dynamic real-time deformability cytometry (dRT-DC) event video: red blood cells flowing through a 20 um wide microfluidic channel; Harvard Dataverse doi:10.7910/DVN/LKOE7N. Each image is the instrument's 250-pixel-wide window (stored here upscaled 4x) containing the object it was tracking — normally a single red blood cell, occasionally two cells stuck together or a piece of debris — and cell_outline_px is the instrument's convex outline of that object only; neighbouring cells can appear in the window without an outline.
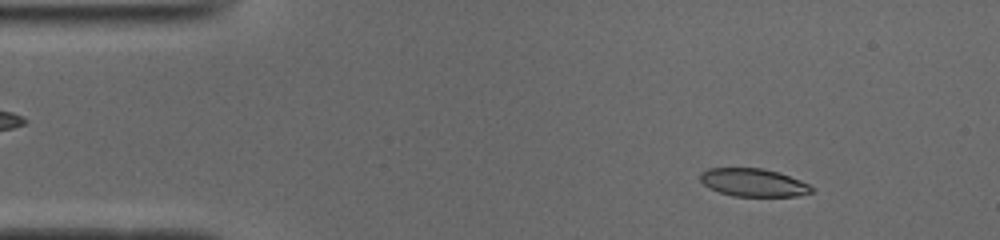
{"species": "common noctule bat (a hibernating species)", "species_latin": "Nyctalus noctula", "temperature_condition": "cold", "stored_images_in_passage": 49, "camera_frame_rate_fps": 3000, "um_per_image_px": 0.085, "animal": {"sex": "male", "body_mass_g": 19.0, "forearm_length_mm": 50.8}, "frame": {"image": 1, "passage_image": 5, "time_ms": 1.333, "image_size_px": [1000, 240], "cell_outline_px": [[812, 192], [796, 196], [732, 196], [720, 192], [704, 184], [700, 180], [700, 172], [708, 168], [760, 168], [776, 172], [800, 180], [808, 184], [812, 188]], "centroid_in_image_um": [64.0, 15.51], "position_along_channel_um": 21.0, "area_um2": 17.86}}
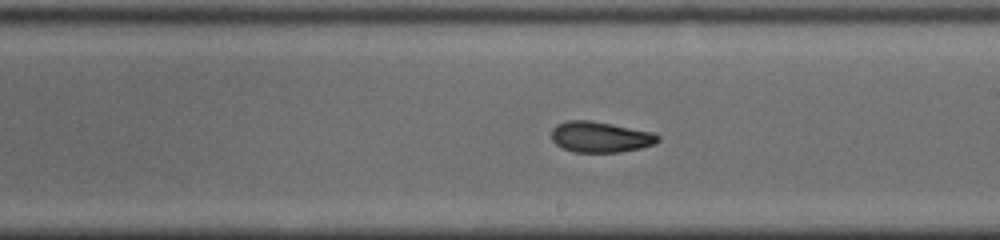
{"frame": {"image": 2, "passage_image": 27, "time_ms": 8.667, "image_size_px": [1000, 240], "cell_outline_px": [[660, 140], [656, 144], [640, 148], [620, 152], [572, 152], [556, 144], [552, 140], [552, 128], [556, 124], [568, 120], [588, 120], [612, 124], [652, 132], [660, 136]], "centroid_in_image_um": [51.03, 11.64], "position_along_channel_um": 238.0, "area_um2": 19.13}}
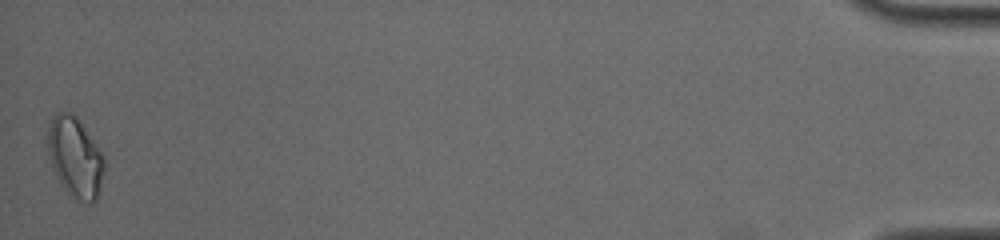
{"frame": {"image": 3, "passage_image": 49, "time_ms": 16.0, "image_size_px": [1000, 240], "cell_outline_px": [[104, 168], [100, 188], [96, 200], [88, 204], [72, 196], [60, 184], [52, 168], [48, 152], [48, 128], [52, 116], [56, 112], [72, 112], [76, 116], [104, 156]], "centroid_in_image_um": [6.37, 13.36], "position_along_channel_um": 428.8, "area_um2": 26.24}, "authors_computed_cell_mechanics": {"area_um2": 19.2474, "velocity_mm_per_s": 3.9315, "shape_relaxation_time_tau1_ms": null, "shape_relaxation_time_tau2_ms": 3.5616, "deformation_change_tau1": null, "deformation_change_tau2": 0.0837}}